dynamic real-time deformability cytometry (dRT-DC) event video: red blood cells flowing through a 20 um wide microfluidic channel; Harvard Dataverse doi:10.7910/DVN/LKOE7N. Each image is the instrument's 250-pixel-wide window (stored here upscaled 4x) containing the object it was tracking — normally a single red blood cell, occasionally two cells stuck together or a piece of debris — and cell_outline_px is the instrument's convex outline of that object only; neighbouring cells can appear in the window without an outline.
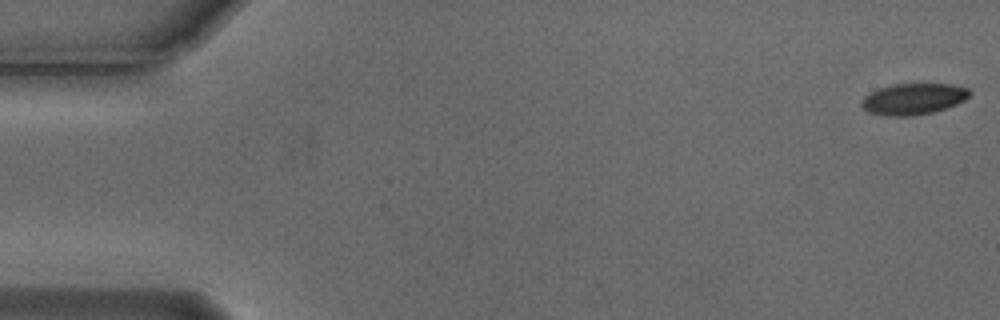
{"species": "Egyptian fruit bat (a non-hibernating species)", "species_latin": "Rousettus aegyptiacus", "temperature_condition": "cold", "stored_images_in_passage": 54, "camera_frame_rate_fps": 3000, "um_per_image_px": 0.085, "animal": {"sex": "male"}, "frame": {"image": 1, "passage_image": 1, "time_ms": 0.0, "image_size_px": [1000, 320], "cell_outline_px": [[972, 92], [964, 100], [956, 104], [932, 112], [912, 116], [888, 116], [868, 112], [860, 104], [860, 100], [864, 96], [880, 88], [892, 84], [952, 84], [968, 88]], "centroid_in_image_um": [77.62, 8.41], "position_along_channel_um": 7.4, "area_um2": 19.59}}
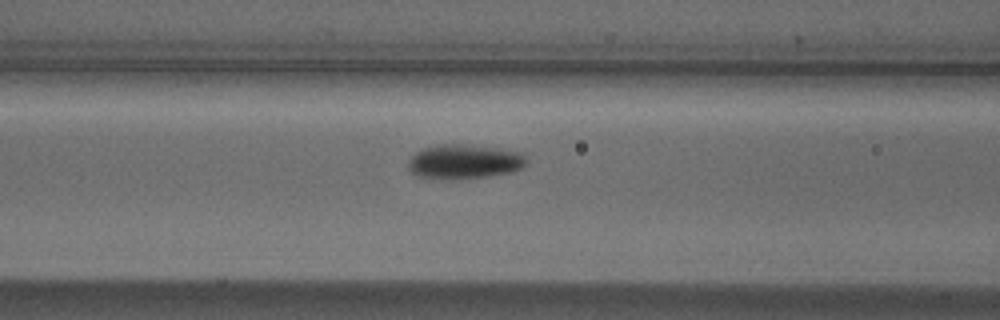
{"frame": {"image": 2, "passage_image": 22, "time_ms": 7.0, "image_size_px": [1000, 320], "cell_outline_px": [[528, 164], [512, 172], [488, 176], [448, 180], [420, 176], [412, 172], [408, 168], [408, 160], [420, 148], [436, 144], [460, 144], [524, 152], [528, 160]], "centroid_in_image_um": [39.47, 13.73], "position_along_channel_um": 127.1, "area_um2": 23.87}}
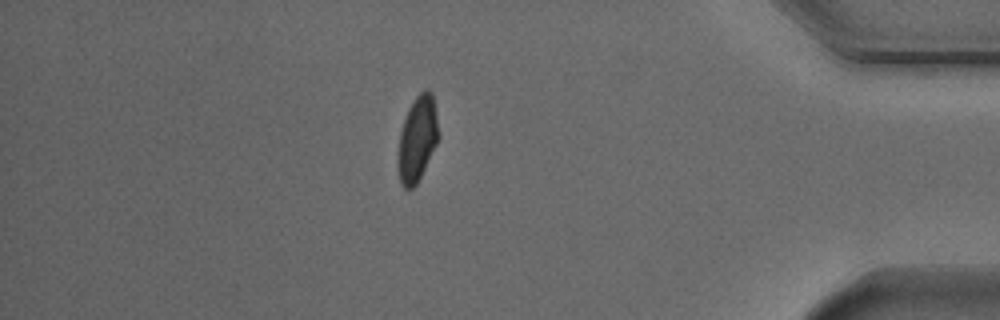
{"frame": {"image": 3, "passage_image": 47, "time_ms": 15.333, "image_size_px": [1000, 320], "cell_outline_px": [[440, 136], [416, 184], [412, 188], [404, 188], [400, 184], [396, 160], [396, 156], [400, 132], [408, 108], [416, 96], [424, 88], [428, 88], [432, 92]], "centroid_in_image_um": [35.45, 11.78], "position_along_channel_um": 399.8, "area_um2": 20.29}, "authors_computed_cell_mechanics": {"area_um2": 21.2415, "velocity_mm_per_s": 3.7642, "shape_relaxation_time_tau1_ms": 3.8349, "shape_relaxation_time_tau2_ms": null, "deformation_change_tau1": 0.1147, "deformation_change_tau2": null}}